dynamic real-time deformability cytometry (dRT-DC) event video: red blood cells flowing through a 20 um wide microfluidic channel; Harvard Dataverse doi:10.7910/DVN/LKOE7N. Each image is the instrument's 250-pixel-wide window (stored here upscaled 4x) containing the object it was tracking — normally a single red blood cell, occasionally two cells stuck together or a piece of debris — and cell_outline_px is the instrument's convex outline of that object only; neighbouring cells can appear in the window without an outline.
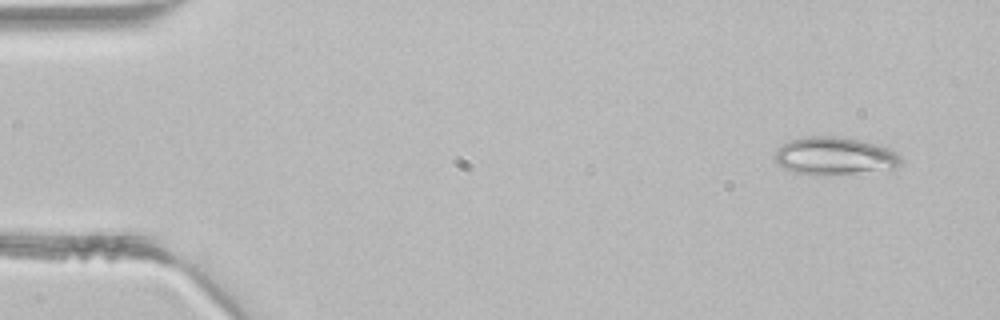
{"species": "common noctule bat (a hibernating species)", "species_latin": "Nyctalus noctula", "temperature_condition": "room temperature", "stored_images_in_passage": 3, "camera_frame_rate_fps": 3000, "um_per_image_px": 0.085, "animal": {"sex": "male", "body_mass_g": 21.5, "forearm_length_mm": 52.0}, "frame": {"image": 1, "passage_image": 1, "time_ms": 0.0, "image_size_px": [1000, 320], "cell_outline_px": [[900, 164], [896, 168], [856, 172], [792, 172], [776, 164], [776, 148], [788, 140], [804, 136], [840, 136], [860, 140], [876, 144], [888, 148], [896, 152], [900, 156]], "centroid_in_image_um": [70.92, 13.2], "position_along_channel_um": 14.1, "area_um2": 26.93}}